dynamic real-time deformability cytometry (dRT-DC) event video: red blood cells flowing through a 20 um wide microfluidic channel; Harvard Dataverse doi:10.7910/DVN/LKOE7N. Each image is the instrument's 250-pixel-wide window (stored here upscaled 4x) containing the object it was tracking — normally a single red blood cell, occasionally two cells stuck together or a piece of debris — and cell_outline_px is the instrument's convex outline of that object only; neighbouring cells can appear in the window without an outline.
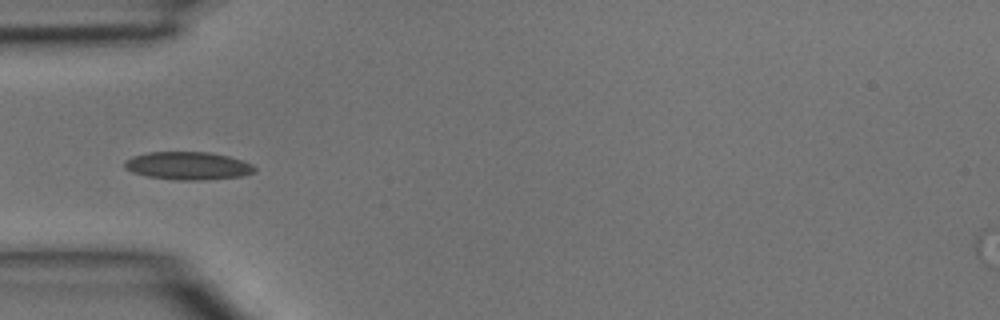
{"species": "common noctule bat (a hibernating species)", "species_latin": "Nyctalus noctula", "temperature_condition": "room temperature", "stored_images_in_passage": 4, "camera_frame_rate_fps": 3000, "um_per_image_px": 0.085, "animal": {"sex": "male", "body_mass_g": 15.6}, "frame": {"image": 1, "passage_image": 4, "time_ms": 1.0, "image_size_px": [1000, 320], "cell_outline_px": [[256, 172], [244, 176], [204, 180], [172, 180], [148, 176], [132, 172], [124, 168], [124, 160], [132, 156], [148, 152], [208, 152], [228, 156], [244, 160], [252, 164], [256, 168]], "centroid_in_image_um": [15.99, 14.09], "position_along_channel_um": 69.0, "area_um2": 21.44}}